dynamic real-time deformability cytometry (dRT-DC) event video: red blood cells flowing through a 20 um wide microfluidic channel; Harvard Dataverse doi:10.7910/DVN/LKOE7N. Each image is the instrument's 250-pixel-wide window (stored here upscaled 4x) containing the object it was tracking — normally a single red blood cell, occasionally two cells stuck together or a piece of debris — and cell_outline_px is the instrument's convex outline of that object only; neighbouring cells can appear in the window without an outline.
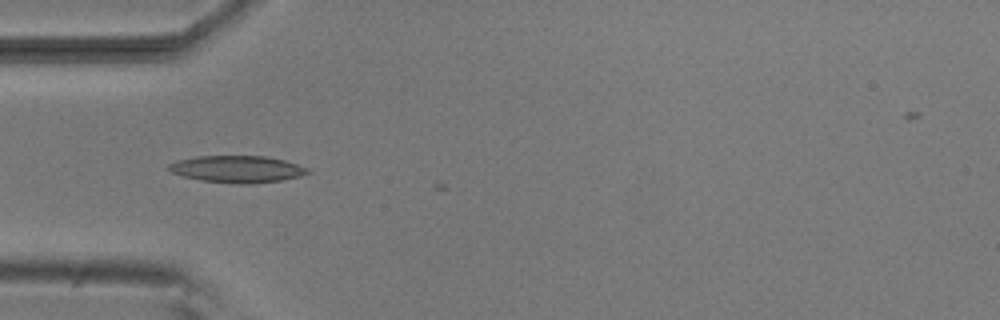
{"species": "common noctule bat (a hibernating species)", "species_latin": "Nyctalus noctula", "temperature_condition": "room temperature", "stored_images_in_passage": 3, "camera_frame_rate_fps": 3000, "um_per_image_px": 0.085, "animal": {"sex": "male", "body_mass_g": 20.5, "forearm_length_mm": 52.5}, "frame": {"image": 1, "passage_image": 2, "time_ms": 0.333, "image_size_px": [1000, 320], "cell_outline_px": [[308, 172], [300, 176], [280, 180], [252, 184], [240, 184], [200, 180], [184, 176], [172, 172], [168, 168], [168, 164], [176, 160], [196, 156], [264, 156], [284, 160], [308, 168]], "centroid_in_image_um": [20.13, 14.37], "position_along_channel_um": 64.9, "area_um2": 21.62}}